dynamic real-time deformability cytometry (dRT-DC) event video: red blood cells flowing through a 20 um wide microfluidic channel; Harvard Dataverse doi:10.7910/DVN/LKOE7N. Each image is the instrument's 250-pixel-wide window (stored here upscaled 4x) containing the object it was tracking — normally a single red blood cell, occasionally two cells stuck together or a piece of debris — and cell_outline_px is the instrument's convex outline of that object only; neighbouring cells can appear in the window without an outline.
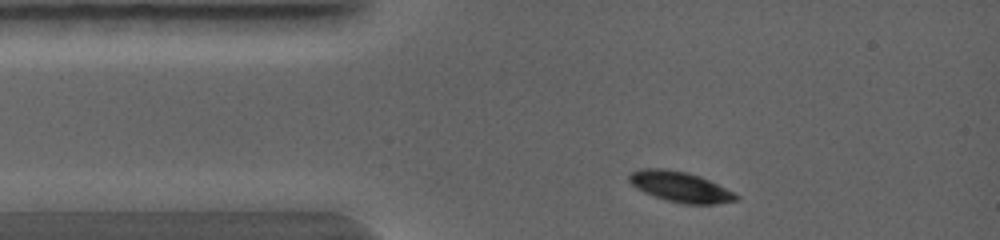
{"species": "common noctule bat (a hibernating species)", "species_latin": "Nyctalus noctula", "temperature_condition": "warm", "stored_images_in_passage": 2, "camera_frame_rate_fps": 5000, "um_per_image_px": 0.085, "animal": {"sex": "female", "body_mass_g": 19.0, "forearm_length_mm": 56.7}, "frame": {"image": 1, "passage_image": 1, "time_ms": 0.0, "image_size_px": [1000, 240], "cell_outline_px": [[740, 200], [716, 204], [684, 204], [664, 200], [644, 192], [636, 188], [628, 180], [628, 176], [632, 172], [640, 168], [664, 168], [688, 172], [700, 176], [740, 196]], "centroid_in_image_um": [57.8, 15.88], "position_along_channel_um": 27.2, "area_um2": 19.02}}